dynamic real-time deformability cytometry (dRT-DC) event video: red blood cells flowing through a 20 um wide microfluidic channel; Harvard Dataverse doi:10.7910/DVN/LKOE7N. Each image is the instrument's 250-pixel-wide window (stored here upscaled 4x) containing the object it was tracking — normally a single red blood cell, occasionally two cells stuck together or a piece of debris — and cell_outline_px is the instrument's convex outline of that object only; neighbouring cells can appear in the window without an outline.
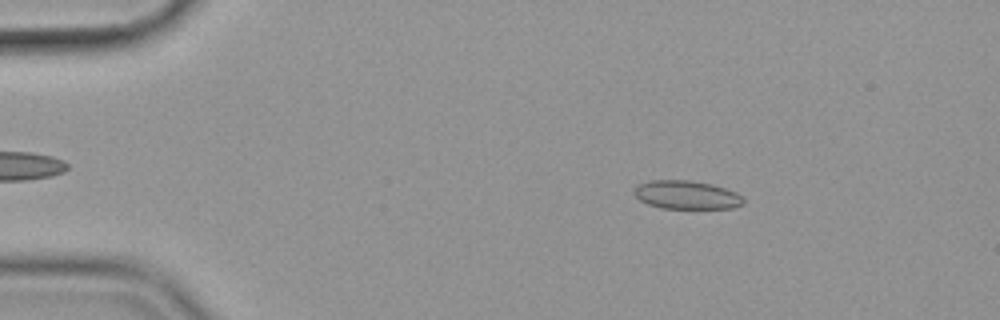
{"species": "common noctule bat (a hibernating species)", "species_latin": "Nyctalus noctula", "temperature_condition": "cold", "stored_images_in_passage": 51, "camera_frame_rate_fps": 3000, "um_per_image_px": 0.085, "animal": {"sex": "female", "body_mass_g": 19.9}, "frame": {"image": 1, "passage_image": 4, "time_ms": 1.0, "image_size_px": [1000, 320], "cell_outline_px": [[744, 204], [732, 208], [660, 208], [648, 204], [640, 200], [632, 192], [640, 184], [652, 180], [688, 180], [712, 184], [736, 192], [744, 200]], "centroid_in_image_um": [58.36, 16.57], "position_along_channel_um": 26.6, "area_um2": 17.98}}
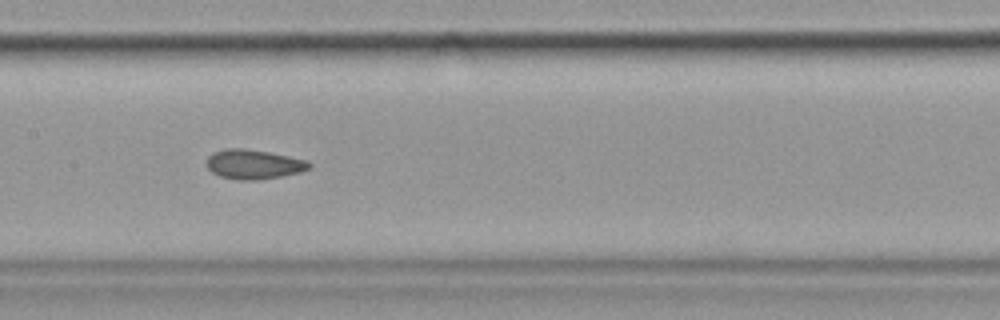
{"frame": {"image": 2, "passage_image": 23, "time_ms": 7.333, "image_size_px": [1000, 320], "cell_outline_px": [[312, 164], [308, 168], [300, 172], [280, 176], [256, 180], [240, 180], [220, 176], [212, 172], [204, 164], [208, 156], [212, 152], [224, 148], [244, 148], [268, 152], [288, 156], [304, 160]], "centroid_in_image_um": [21.48, 13.95], "position_along_channel_um": 185.9, "area_um2": 17.57}}
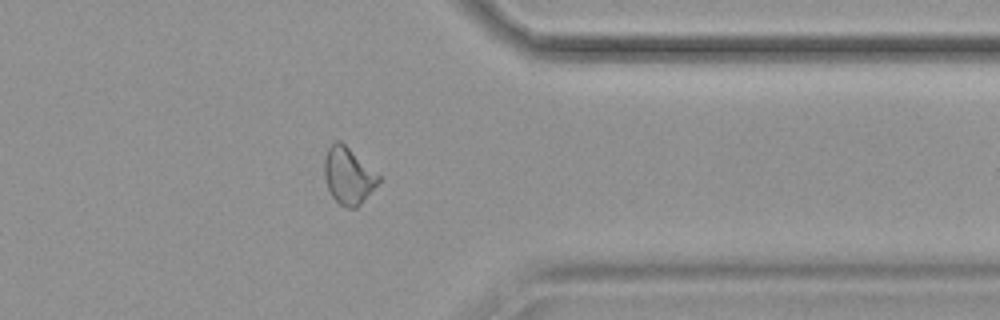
{"frame": {"image": 3, "passage_image": 40, "time_ms": 13.0, "image_size_px": [1000, 320], "cell_outline_px": [[380, 180], [360, 204], [356, 208], [348, 208], [340, 204], [332, 196], [328, 188], [324, 176], [324, 156], [328, 148], [336, 140], [340, 140], [380, 176]], "centroid_in_image_um": [29.57, 14.92], "position_along_channel_um": 381.8, "area_um2": 17.57}, "authors_computed_cell_mechanics": {"area_um2": 17.918, "velocity_mm_per_s": 3.5921, "shape_relaxation_time_tau1_ms": null, "shape_relaxation_time_tau2_ms": 2.4945, "deformation_change_tau1": null, "deformation_change_tau2": 0.0757}}